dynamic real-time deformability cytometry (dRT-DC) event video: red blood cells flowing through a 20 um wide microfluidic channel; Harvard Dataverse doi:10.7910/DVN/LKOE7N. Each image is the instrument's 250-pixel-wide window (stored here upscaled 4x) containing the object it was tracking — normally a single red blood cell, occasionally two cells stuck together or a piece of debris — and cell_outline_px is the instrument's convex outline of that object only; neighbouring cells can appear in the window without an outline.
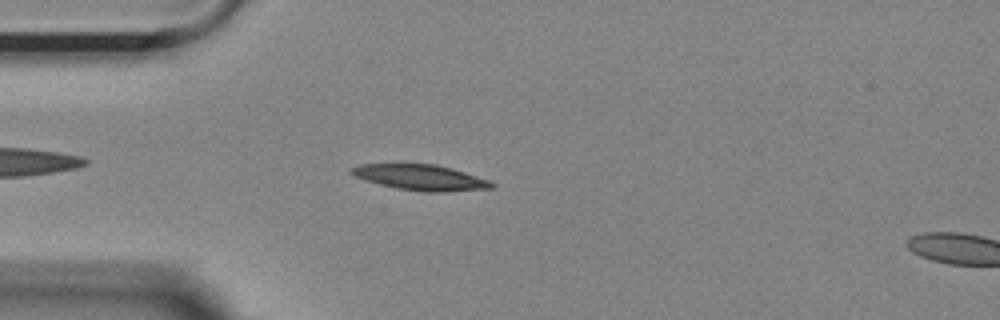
{"species": "Egyptian fruit bat (a non-hibernating species)", "species_latin": "Rousettus aegyptiacus", "temperature_condition": "room temperature", "stored_images_in_passage": 26, "camera_frame_rate_fps": 3000, "um_per_image_px": 0.085, "animal": {"sex": "female"}, "frame": {"image": 1, "passage_image": 5, "time_ms": 1.333, "image_size_px": [1000, 320], "cell_outline_px": [[496, 184], [492, 188], [440, 192], [428, 192], [400, 188], [380, 184], [356, 176], [352, 172], [352, 168], [360, 164], [436, 164], [452, 168], [488, 180]], "centroid_in_image_um": [35.81, 15.07], "position_along_channel_um": 49.2, "area_um2": 20.35}}
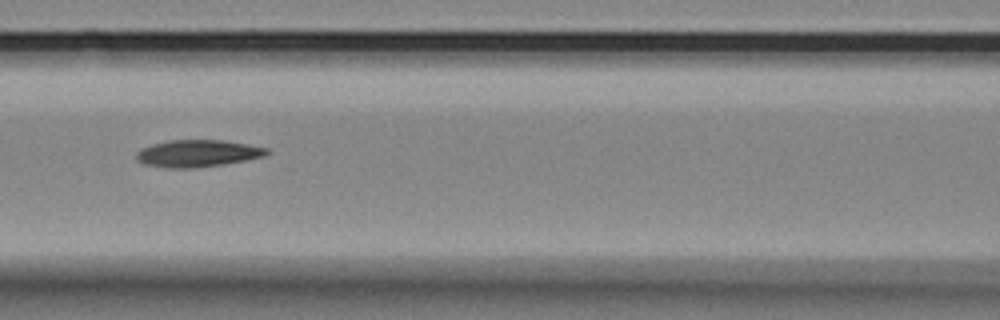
{"frame": {"image": 2, "passage_image": 14, "time_ms": 4.333, "image_size_px": [1000, 320], "cell_outline_px": [[268, 152], [264, 156], [224, 164], [192, 168], [168, 168], [144, 164], [136, 160], [136, 152], [140, 148], [152, 144], [168, 140], [224, 140], [248, 144], [268, 148]], "centroid_in_image_um": [16.75, 13.03], "position_along_channel_um": 149.8, "area_um2": 20.58}}
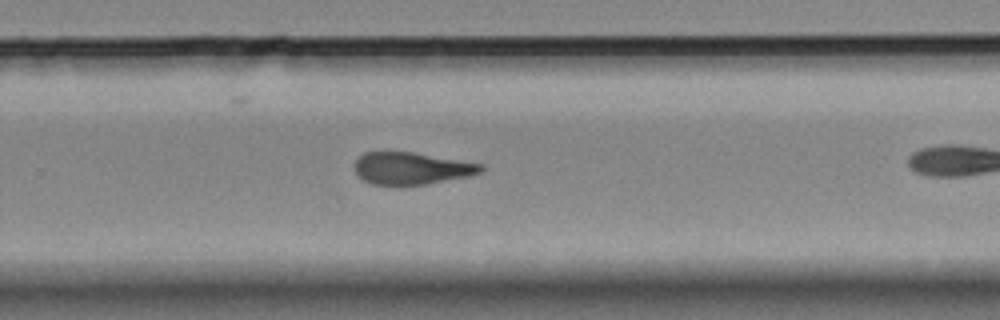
{"frame": {"image": 3, "passage_image": 22, "time_ms": 7.0, "image_size_px": [1000, 320], "cell_outline_px": [[484, 168], [480, 172], [464, 176], [428, 184], [400, 188], [372, 184], [364, 180], [356, 172], [356, 160], [364, 152], [412, 152], [484, 164]], "centroid_in_image_um": [34.95, 14.34], "position_along_channel_um": 294.9, "area_um2": 23.87}}